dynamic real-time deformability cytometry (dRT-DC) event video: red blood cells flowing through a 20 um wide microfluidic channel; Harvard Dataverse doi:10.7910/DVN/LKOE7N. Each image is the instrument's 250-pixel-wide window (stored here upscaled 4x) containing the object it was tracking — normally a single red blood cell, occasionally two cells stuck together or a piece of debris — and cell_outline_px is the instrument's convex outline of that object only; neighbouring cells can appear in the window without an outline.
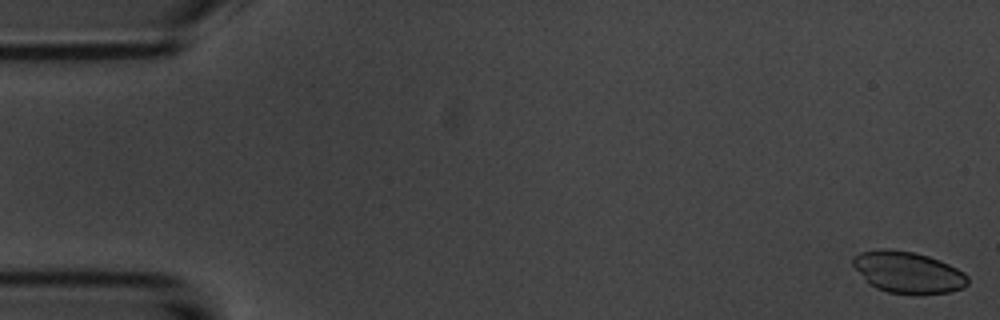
{"species": "common noctule bat (a hibernating species)", "species_latin": "Nyctalus noctula", "temperature_condition": "room temperature", "stored_images_in_passage": 4, "camera_frame_rate_fps": 3000, "um_per_image_px": 0.085, "animal": {"sex": "male", "body_mass_g": 20.1, "forearm_length_mm": 53.5}, "frame": {"image": 1, "passage_image": 1, "time_ms": 0.0, "image_size_px": [1000, 320], "cell_outline_px": [[968, 284], [964, 288], [948, 292], [916, 296], [912, 296], [888, 292], [876, 288], [868, 284], [852, 264], [852, 256], [860, 252], [880, 248], [888, 248], [912, 252], [928, 256], [940, 260], [964, 272], [968, 276]], "centroid_in_image_um": [77.16, 23.17], "position_along_channel_um": 7.8, "area_um2": 28.38}}